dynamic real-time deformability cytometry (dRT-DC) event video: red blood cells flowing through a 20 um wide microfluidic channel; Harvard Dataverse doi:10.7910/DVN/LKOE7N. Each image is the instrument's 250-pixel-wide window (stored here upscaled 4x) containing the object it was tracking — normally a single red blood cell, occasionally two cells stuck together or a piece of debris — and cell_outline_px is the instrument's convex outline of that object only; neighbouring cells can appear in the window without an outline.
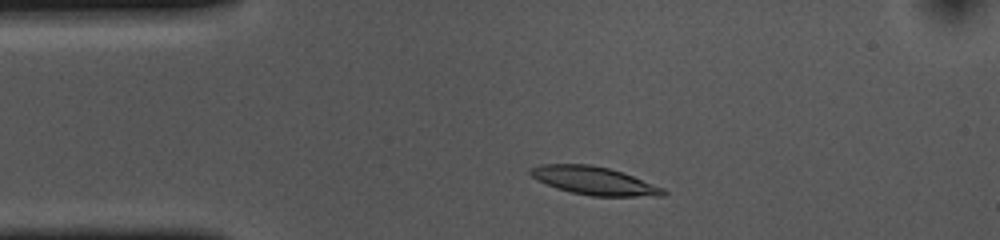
{"species": "common noctule bat (a hibernating species)", "species_latin": "Nyctalus noctula", "temperature_condition": "cold", "stored_images_in_passage": 49, "camera_frame_rate_fps": 3000, "um_per_image_px": 0.085, "animal": {"sex": "female", "body_mass_g": 10.0, "forearm_length_mm": 53.1}, "frame": {"image": 1, "passage_image": 5, "time_ms": 1.333, "image_size_px": [1000, 240], "cell_outline_px": [[668, 192], [664, 196], [592, 196], [572, 192], [556, 188], [536, 180], [528, 172], [528, 168], [540, 164], [592, 164], [608, 168], [632, 176], [664, 188]], "centroid_in_image_um": [50.46, 15.36], "position_along_channel_um": 34.5, "area_um2": 21.73}}
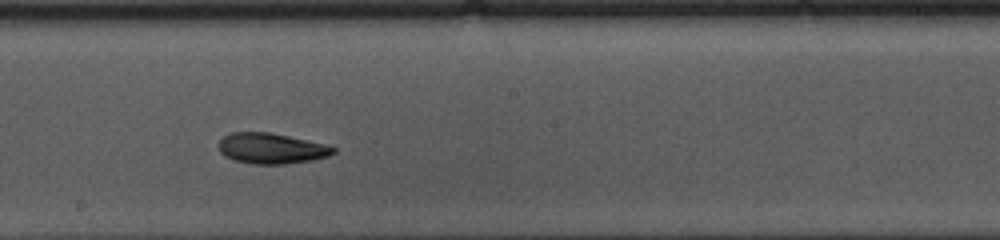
{"frame": {"image": 2, "passage_image": 23, "time_ms": 7.333, "image_size_px": [1000, 240], "cell_outline_px": [[336, 152], [328, 156], [312, 160], [288, 164], [252, 164], [236, 160], [224, 156], [216, 148], [216, 144], [224, 136], [232, 132], [268, 132], [328, 144], [336, 148]], "centroid_in_image_um": [23.05, 12.61], "position_along_channel_um": 225.1, "area_um2": 20.69}}
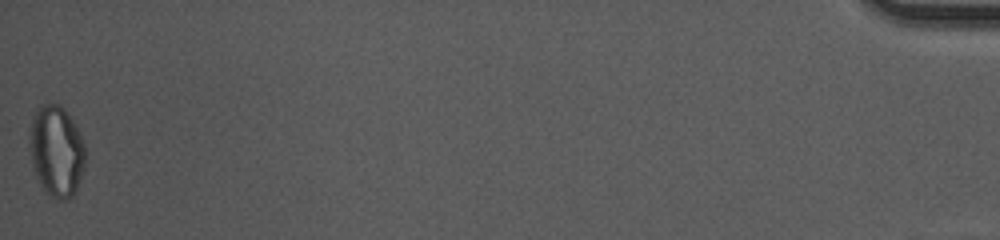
{"frame": {"image": 3, "passage_image": 49, "time_ms": 16.0, "image_size_px": [1000, 240], "cell_outline_px": [[84, 168], [76, 192], [68, 200], [56, 200], [40, 184], [32, 164], [28, 144], [28, 140], [32, 120], [36, 108], [40, 104], [60, 104], [64, 108], [80, 132], [84, 144]], "centroid_in_image_um": [4.79, 12.83], "position_along_channel_um": 430.4, "area_um2": 29.71}, "authors_computed_cell_mechanics": {"area_um2": 20.8658, "velocity_mm_per_s": 3.6268, "shape_relaxation_time_tau1_ms": null, "shape_relaxation_time_tau2_ms": 3.1102, "deformation_change_tau1": null, "deformation_change_tau2": 0.0831}}